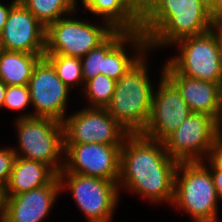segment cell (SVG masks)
I'll list each match as a JSON object with an SVG mask.
<instances>
[{
    "label": "cell",
    "mask_w": 222,
    "mask_h": 222,
    "mask_svg": "<svg viewBox=\"0 0 222 222\" xmlns=\"http://www.w3.org/2000/svg\"><path fill=\"white\" fill-rule=\"evenodd\" d=\"M219 64L222 75V24H219Z\"/></svg>",
    "instance_id": "4dcf8cb0"
},
{
    "label": "cell",
    "mask_w": 222,
    "mask_h": 222,
    "mask_svg": "<svg viewBox=\"0 0 222 222\" xmlns=\"http://www.w3.org/2000/svg\"><path fill=\"white\" fill-rule=\"evenodd\" d=\"M179 56L166 62L176 73L186 77L221 83L219 64V24L210 31L178 40Z\"/></svg>",
    "instance_id": "8992f818"
},
{
    "label": "cell",
    "mask_w": 222,
    "mask_h": 222,
    "mask_svg": "<svg viewBox=\"0 0 222 222\" xmlns=\"http://www.w3.org/2000/svg\"><path fill=\"white\" fill-rule=\"evenodd\" d=\"M15 158L14 148L0 149V185L3 188L7 185L10 179Z\"/></svg>",
    "instance_id": "484cf974"
},
{
    "label": "cell",
    "mask_w": 222,
    "mask_h": 222,
    "mask_svg": "<svg viewBox=\"0 0 222 222\" xmlns=\"http://www.w3.org/2000/svg\"><path fill=\"white\" fill-rule=\"evenodd\" d=\"M122 145L98 143L64 144V167L59 173L118 181Z\"/></svg>",
    "instance_id": "8fae6325"
},
{
    "label": "cell",
    "mask_w": 222,
    "mask_h": 222,
    "mask_svg": "<svg viewBox=\"0 0 222 222\" xmlns=\"http://www.w3.org/2000/svg\"><path fill=\"white\" fill-rule=\"evenodd\" d=\"M145 54L116 81L107 112L129 133H142L151 112L153 86L148 76Z\"/></svg>",
    "instance_id": "3957f363"
},
{
    "label": "cell",
    "mask_w": 222,
    "mask_h": 222,
    "mask_svg": "<svg viewBox=\"0 0 222 222\" xmlns=\"http://www.w3.org/2000/svg\"><path fill=\"white\" fill-rule=\"evenodd\" d=\"M62 124L64 144L122 145L129 134L105 108L86 107L65 117Z\"/></svg>",
    "instance_id": "30bf717a"
},
{
    "label": "cell",
    "mask_w": 222,
    "mask_h": 222,
    "mask_svg": "<svg viewBox=\"0 0 222 222\" xmlns=\"http://www.w3.org/2000/svg\"><path fill=\"white\" fill-rule=\"evenodd\" d=\"M44 57L53 65L58 77L68 88L71 89L78 82L84 84L81 58L58 54H44Z\"/></svg>",
    "instance_id": "603a6c76"
},
{
    "label": "cell",
    "mask_w": 222,
    "mask_h": 222,
    "mask_svg": "<svg viewBox=\"0 0 222 222\" xmlns=\"http://www.w3.org/2000/svg\"><path fill=\"white\" fill-rule=\"evenodd\" d=\"M4 188L0 185V220L3 219V213H4Z\"/></svg>",
    "instance_id": "1f68e13d"
},
{
    "label": "cell",
    "mask_w": 222,
    "mask_h": 222,
    "mask_svg": "<svg viewBox=\"0 0 222 222\" xmlns=\"http://www.w3.org/2000/svg\"><path fill=\"white\" fill-rule=\"evenodd\" d=\"M46 27L18 0L10 9L0 35L6 51L44 54Z\"/></svg>",
    "instance_id": "5bb4252c"
},
{
    "label": "cell",
    "mask_w": 222,
    "mask_h": 222,
    "mask_svg": "<svg viewBox=\"0 0 222 222\" xmlns=\"http://www.w3.org/2000/svg\"><path fill=\"white\" fill-rule=\"evenodd\" d=\"M45 27L77 10V0H20ZM76 8V9H75ZM64 14V15H63Z\"/></svg>",
    "instance_id": "44dd1931"
},
{
    "label": "cell",
    "mask_w": 222,
    "mask_h": 222,
    "mask_svg": "<svg viewBox=\"0 0 222 222\" xmlns=\"http://www.w3.org/2000/svg\"><path fill=\"white\" fill-rule=\"evenodd\" d=\"M115 86L116 81L103 74L87 81L83 92L90 102L88 107L106 108L113 97Z\"/></svg>",
    "instance_id": "cb8c5ba5"
},
{
    "label": "cell",
    "mask_w": 222,
    "mask_h": 222,
    "mask_svg": "<svg viewBox=\"0 0 222 222\" xmlns=\"http://www.w3.org/2000/svg\"><path fill=\"white\" fill-rule=\"evenodd\" d=\"M220 106H221L220 125L222 127V82L220 83Z\"/></svg>",
    "instance_id": "e575fe53"
},
{
    "label": "cell",
    "mask_w": 222,
    "mask_h": 222,
    "mask_svg": "<svg viewBox=\"0 0 222 222\" xmlns=\"http://www.w3.org/2000/svg\"><path fill=\"white\" fill-rule=\"evenodd\" d=\"M207 158L205 160L209 161L208 164H210V168L222 169V131L217 135L213 142Z\"/></svg>",
    "instance_id": "4316f807"
},
{
    "label": "cell",
    "mask_w": 222,
    "mask_h": 222,
    "mask_svg": "<svg viewBox=\"0 0 222 222\" xmlns=\"http://www.w3.org/2000/svg\"><path fill=\"white\" fill-rule=\"evenodd\" d=\"M217 23L199 0H140V32L148 48L204 34Z\"/></svg>",
    "instance_id": "7a4b0ae2"
},
{
    "label": "cell",
    "mask_w": 222,
    "mask_h": 222,
    "mask_svg": "<svg viewBox=\"0 0 222 222\" xmlns=\"http://www.w3.org/2000/svg\"><path fill=\"white\" fill-rule=\"evenodd\" d=\"M28 88L35 112L19 118L48 117L59 122L64 121L70 88L61 81L55 68L45 57L35 65Z\"/></svg>",
    "instance_id": "7c38bea8"
},
{
    "label": "cell",
    "mask_w": 222,
    "mask_h": 222,
    "mask_svg": "<svg viewBox=\"0 0 222 222\" xmlns=\"http://www.w3.org/2000/svg\"><path fill=\"white\" fill-rule=\"evenodd\" d=\"M58 174L40 161L16 157L4 196H13L50 184Z\"/></svg>",
    "instance_id": "ac0fdd59"
},
{
    "label": "cell",
    "mask_w": 222,
    "mask_h": 222,
    "mask_svg": "<svg viewBox=\"0 0 222 222\" xmlns=\"http://www.w3.org/2000/svg\"><path fill=\"white\" fill-rule=\"evenodd\" d=\"M157 90L153 92L148 123L141 134L163 141L192 113L176 86L164 75L163 67Z\"/></svg>",
    "instance_id": "4fadbf2b"
},
{
    "label": "cell",
    "mask_w": 222,
    "mask_h": 222,
    "mask_svg": "<svg viewBox=\"0 0 222 222\" xmlns=\"http://www.w3.org/2000/svg\"><path fill=\"white\" fill-rule=\"evenodd\" d=\"M44 54L0 50V81L7 86L28 85L33 69Z\"/></svg>",
    "instance_id": "ffe728a7"
},
{
    "label": "cell",
    "mask_w": 222,
    "mask_h": 222,
    "mask_svg": "<svg viewBox=\"0 0 222 222\" xmlns=\"http://www.w3.org/2000/svg\"><path fill=\"white\" fill-rule=\"evenodd\" d=\"M115 30L102 44L90 50L81 58L84 84L104 72V57L128 34Z\"/></svg>",
    "instance_id": "7402d4cb"
},
{
    "label": "cell",
    "mask_w": 222,
    "mask_h": 222,
    "mask_svg": "<svg viewBox=\"0 0 222 222\" xmlns=\"http://www.w3.org/2000/svg\"><path fill=\"white\" fill-rule=\"evenodd\" d=\"M16 123L21 152L14 150L16 157L45 163L58 174L64 167V157H60L65 151L62 122L48 117H28L17 118Z\"/></svg>",
    "instance_id": "5b68a950"
},
{
    "label": "cell",
    "mask_w": 222,
    "mask_h": 222,
    "mask_svg": "<svg viewBox=\"0 0 222 222\" xmlns=\"http://www.w3.org/2000/svg\"><path fill=\"white\" fill-rule=\"evenodd\" d=\"M84 9L103 16L115 30L140 31V0H81Z\"/></svg>",
    "instance_id": "e0dca14e"
},
{
    "label": "cell",
    "mask_w": 222,
    "mask_h": 222,
    "mask_svg": "<svg viewBox=\"0 0 222 222\" xmlns=\"http://www.w3.org/2000/svg\"><path fill=\"white\" fill-rule=\"evenodd\" d=\"M213 184L216 188L218 199H222V169L210 168Z\"/></svg>",
    "instance_id": "83f0119b"
},
{
    "label": "cell",
    "mask_w": 222,
    "mask_h": 222,
    "mask_svg": "<svg viewBox=\"0 0 222 222\" xmlns=\"http://www.w3.org/2000/svg\"><path fill=\"white\" fill-rule=\"evenodd\" d=\"M221 131L220 123L212 116L192 112L163 143L168 155L177 162H201L208 157Z\"/></svg>",
    "instance_id": "ba28073f"
},
{
    "label": "cell",
    "mask_w": 222,
    "mask_h": 222,
    "mask_svg": "<svg viewBox=\"0 0 222 222\" xmlns=\"http://www.w3.org/2000/svg\"><path fill=\"white\" fill-rule=\"evenodd\" d=\"M163 72L180 91L192 112L210 115L220 123V83L186 77L176 73L167 63Z\"/></svg>",
    "instance_id": "2e32d148"
},
{
    "label": "cell",
    "mask_w": 222,
    "mask_h": 222,
    "mask_svg": "<svg viewBox=\"0 0 222 222\" xmlns=\"http://www.w3.org/2000/svg\"><path fill=\"white\" fill-rule=\"evenodd\" d=\"M204 163L179 162L175 173L172 205L185 210L193 222L217 220L219 200L210 170Z\"/></svg>",
    "instance_id": "277c9868"
},
{
    "label": "cell",
    "mask_w": 222,
    "mask_h": 222,
    "mask_svg": "<svg viewBox=\"0 0 222 222\" xmlns=\"http://www.w3.org/2000/svg\"><path fill=\"white\" fill-rule=\"evenodd\" d=\"M210 13L217 24H222V0H217L215 8Z\"/></svg>",
    "instance_id": "f546056e"
},
{
    "label": "cell",
    "mask_w": 222,
    "mask_h": 222,
    "mask_svg": "<svg viewBox=\"0 0 222 222\" xmlns=\"http://www.w3.org/2000/svg\"><path fill=\"white\" fill-rule=\"evenodd\" d=\"M7 85L0 81V107H3Z\"/></svg>",
    "instance_id": "836d02e7"
},
{
    "label": "cell",
    "mask_w": 222,
    "mask_h": 222,
    "mask_svg": "<svg viewBox=\"0 0 222 222\" xmlns=\"http://www.w3.org/2000/svg\"><path fill=\"white\" fill-rule=\"evenodd\" d=\"M31 104L28 85L7 86L3 107L11 110H25Z\"/></svg>",
    "instance_id": "d4e9b609"
},
{
    "label": "cell",
    "mask_w": 222,
    "mask_h": 222,
    "mask_svg": "<svg viewBox=\"0 0 222 222\" xmlns=\"http://www.w3.org/2000/svg\"><path fill=\"white\" fill-rule=\"evenodd\" d=\"M210 12L215 8L217 0H199Z\"/></svg>",
    "instance_id": "d6a6232c"
},
{
    "label": "cell",
    "mask_w": 222,
    "mask_h": 222,
    "mask_svg": "<svg viewBox=\"0 0 222 222\" xmlns=\"http://www.w3.org/2000/svg\"><path fill=\"white\" fill-rule=\"evenodd\" d=\"M135 47L136 55L127 56L125 45ZM125 44V45H124ZM148 48V40L139 32H129L105 57L104 72L101 74L117 81L143 57ZM130 57V58H129Z\"/></svg>",
    "instance_id": "d6986e66"
},
{
    "label": "cell",
    "mask_w": 222,
    "mask_h": 222,
    "mask_svg": "<svg viewBox=\"0 0 222 222\" xmlns=\"http://www.w3.org/2000/svg\"><path fill=\"white\" fill-rule=\"evenodd\" d=\"M17 1L18 0H12L7 6L0 3V35L3 31L4 25L6 24L9 11Z\"/></svg>",
    "instance_id": "f1b7e54d"
},
{
    "label": "cell",
    "mask_w": 222,
    "mask_h": 222,
    "mask_svg": "<svg viewBox=\"0 0 222 222\" xmlns=\"http://www.w3.org/2000/svg\"><path fill=\"white\" fill-rule=\"evenodd\" d=\"M178 164L166 152L163 141L141 133L128 134L121 147L118 184L152 202L172 204Z\"/></svg>",
    "instance_id": "6da1fadb"
},
{
    "label": "cell",
    "mask_w": 222,
    "mask_h": 222,
    "mask_svg": "<svg viewBox=\"0 0 222 222\" xmlns=\"http://www.w3.org/2000/svg\"><path fill=\"white\" fill-rule=\"evenodd\" d=\"M61 185L58 176L48 185L13 196H5V222H43L53 207Z\"/></svg>",
    "instance_id": "9a60e30c"
},
{
    "label": "cell",
    "mask_w": 222,
    "mask_h": 222,
    "mask_svg": "<svg viewBox=\"0 0 222 222\" xmlns=\"http://www.w3.org/2000/svg\"><path fill=\"white\" fill-rule=\"evenodd\" d=\"M58 178L61 190L68 187L89 222L111 221L119 200L118 181L76 173H58Z\"/></svg>",
    "instance_id": "9c48e42d"
},
{
    "label": "cell",
    "mask_w": 222,
    "mask_h": 222,
    "mask_svg": "<svg viewBox=\"0 0 222 222\" xmlns=\"http://www.w3.org/2000/svg\"><path fill=\"white\" fill-rule=\"evenodd\" d=\"M66 17L67 15L46 27L44 54L82 58L115 31L106 21H103L101 27Z\"/></svg>",
    "instance_id": "52a82bcc"
}]
</instances>
